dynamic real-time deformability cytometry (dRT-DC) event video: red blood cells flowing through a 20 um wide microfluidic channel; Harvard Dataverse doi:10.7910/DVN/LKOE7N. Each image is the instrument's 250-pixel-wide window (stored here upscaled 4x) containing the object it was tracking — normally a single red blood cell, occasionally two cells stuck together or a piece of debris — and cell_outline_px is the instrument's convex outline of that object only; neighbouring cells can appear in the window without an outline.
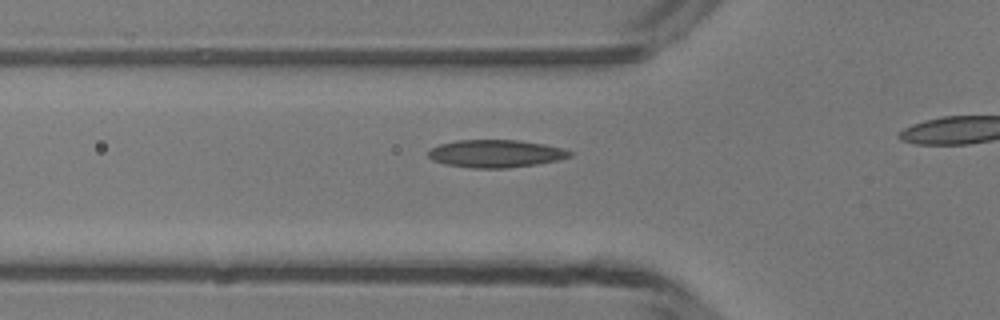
{"species": "common noctule bat (a hibernating species)", "species_latin": "Nyctalus noctula", "temperature_condition": "room temperature", "stored_images_in_passage": 8, "camera_frame_rate_fps": 3000, "um_per_image_px": 0.085, "animal": {"sex": "male", "body_mass_g": 13.3}, "frame": {"image": 1, "passage_image": 3, "time_ms": 0.667, "image_size_px": [1000, 320], "cell_outline_px": [[572, 156], [556, 160], [536, 164], [508, 168], [472, 168], [444, 164], [432, 160], [428, 156], [428, 152], [432, 148], [440, 144], [456, 140], [520, 140], [544, 144], [560, 148], [572, 152]], "centroid_in_image_um": [42.1, 13.06], "position_along_channel_um": 83.7, "area_um2": 22.72}}
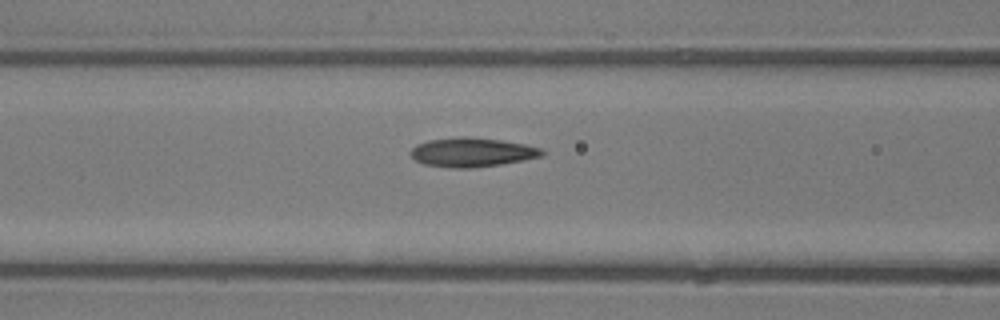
{"frame": {"image": 2, "passage_image": 6, "time_ms": 1.667, "image_size_px": [1000, 320], "cell_outline_px": [[544, 156], [524, 160], [500, 164], [472, 168], [452, 168], [424, 164], [416, 160], [408, 152], [416, 144], [428, 140], [464, 136], [500, 140], [524, 144], [540, 148], [544, 152]], "centroid_in_image_um": [40.1, 12.94], "position_along_channel_um": 126.5, "area_um2": 22.25}}